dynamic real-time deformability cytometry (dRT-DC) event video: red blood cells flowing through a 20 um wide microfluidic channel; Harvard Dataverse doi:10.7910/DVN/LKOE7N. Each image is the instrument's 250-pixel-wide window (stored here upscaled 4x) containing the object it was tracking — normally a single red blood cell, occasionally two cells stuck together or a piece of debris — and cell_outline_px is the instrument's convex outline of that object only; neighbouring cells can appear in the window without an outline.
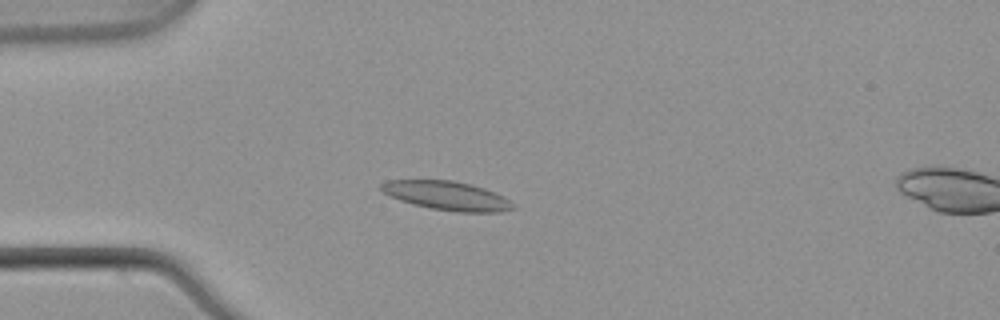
{"species": "common noctule bat (a hibernating species)", "species_latin": "Nyctalus noctula", "temperature_condition": "warm", "stored_images_in_passage": 16, "camera_frame_rate_fps": 3000, "um_per_image_px": 0.085, "animal": {"sex": "male", "body_mass_g": 21.5, "forearm_length_mm": 52.0}, "frame": {"image": 1, "passage_image": 14, "time_ms": 4.333, "image_size_px": [1000, 320], "cell_outline_px": [[516, 208], [500, 212], [456, 212], [432, 208], [412, 204], [400, 200], [384, 192], [380, 188], [380, 184], [388, 180], [452, 180], [484, 188], [496, 192], [504, 196]], "centroid_in_image_um": [38.01, 16.63], "position_along_channel_um": 47.0, "area_um2": 22.02}}